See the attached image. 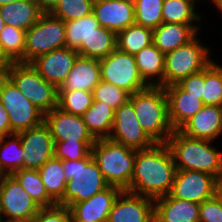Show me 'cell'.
Instances as JSON below:
<instances>
[{"mask_svg":"<svg viewBox=\"0 0 222 222\" xmlns=\"http://www.w3.org/2000/svg\"><path fill=\"white\" fill-rule=\"evenodd\" d=\"M116 39L117 34L114 31L100 26L87 42H82L76 50L79 56L100 60L117 48Z\"/></svg>","mask_w":222,"mask_h":222,"instance_id":"83f0119b","label":"cell"},{"mask_svg":"<svg viewBox=\"0 0 222 222\" xmlns=\"http://www.w3.org/2000/svg\"><path fill=\"white\" fill-rule=\"evenodd\" d=\"M195 8L194 0H163L162 23L199 25L202 15Z\"/></svg>","mask_w":222,"mask_h":222,"instance_id":"f1b7e54d","label":"cell"},{"mask_svg":"<svg viewBox=\"0 0 222 222\" xmlns=\"http://www.w3.org/2000/svg\"><path fill=\"white\" fill-rule=\"evenodd\" d=\"M134 56L142 80L148 86L164 87L165 55L152 43Z\"/></svg>","mask_w":222,"mask_h":222,"instance_id":"484cf974","label":"cell"},{"mask_svg":"<svg viewBox=\"0 0 222 222\" xmlns=\"http://www.w3.org/2000/svg\"><path fill=\"white\" fill-rule=\"evenodd\" d=\"M13 62L4 53L0 45V77L6 76L8 70L12 66Z\"/></svg>","mask_w":222,"mask_h":222,"instance_id":"bcb514c9","label":"cell"},{"mask_svg":"<svg viewBox=\"0 0 222 222\" xmlns=\"http://www.w3.org/2000/svg\"><path fill=\"white\" fill-rule=\"evenodd\" d=\"M163 0H138L135 7V24L150 29L162 23Z\"/></svg>","mask_w":222,"mask_h":222,"instance_id":"f35d334b","label":"cell"},{"mask_svg":"<svg viewBox=\"0 0 222 222\" xmlns=\"http://www.w3.org/2000/svg\"><path fill=\"white\" fill-rule=\"evenodd\" d=\"M63 170L67 184L58 205L70 208L74 203L88 200L109 186L93 159L92 152L81 160H64Z\"/></svg>","mask_w":222,"mask_h":222,"instance_id":"277c9868","label":"cell"},{"mask_svg":"<svg viewBox=\"0 0 222 222\" xmlns=\"http://www.w3.org/2000/svg\"><path fill=\"white\" fill-rule=\"evenodd\" d=\"M154 199L122 190L115 199L107 222H153Z\"/></svg>","mask_w":222,"mask_h":222,"instance_id":"9a60e30c","label":"cell"},{"mask_svg":"<svg viewBox=\"0 0 222 222\" xmlns=\"http://www.w3.org/2000/svg\"><path fill=\"white\" fill-rule=\"evenodd\" d=\"M117 48L127 54L135 55L153 43V30L137 24L117 33Z\"/></svg>","mask_w":222,"mask_h":222,"instance_id":"1f68e13d","label":"cell"},{"mask_svg":"<svg viewBox=\"0 0 222 222\" xmlns=\"http://www.w3.org/2000/svg\"><path fill=\"white\" fill-rule=\"evenodd\" d=\"M26 31L5 25L0 33V45L13 63H24Z\"/></svg>","mask_w":222,"mask_h":222,"instance_id":"d590c367","label":"cell"},{"mask_svg":"<svg viewBox=\"0 0 222 222\" xmlns=\"http://www.w3.org/2000/svg\"><path fill=\"white\" fill-rule=\"evenodd\" d=\"M177 168L166 143L136 150L134 171L128 192L156 199L171 191Z\"/></svg>","mask_w":222,"mask_h":222,"instance_id":"6da1fadb","label":"cell"},{"mask_svg":"<svg viewBox=\"0 0 222 222\" xmlns=\"http://www.w3.org/2000/svg\"><path fill=\"white\" fill-rule=\"evenodd\" d=\"M44 122L50 129L54 142L96 141L85 125L82 116L62 111L58 107L44 114Z\"/></svg>","mask_w":222,"mask_h":222,"instance_id":"e0dca14e","label":"cell"},{"mask_svg":"<svg viewBox=\"0 0 222 222\" xmlns=\"http://www.w3.org/2000/svg\"><path fill=\"white\" fill-rule=\"evenodd\" d=\"M23 147V169L39 170L54 157V140L43 121L40 125L17 133Z\"/></svg>","mask_w":222,"mask_h":222,"instance_id":"4fadbf2b","label":"cell"},{"mask_svg":"<svg viewBox=\"0 0 222 222\" xmlns=\"http://www.w3.org/2000/svg\"><path fill=\"white\" fill-rule=\"evenodd\" d=\"M215 197L222 202V173L216 178Z\"/></svg>","mask_w":222,"mask_h":222,"instance_id":"c3c4849f","label":"cell"},{"mask_svg":"<svg viewBox=\"0 0 222 222\" xmlns=\"http://www.w3.org/2000/svg\"><path fill=\"white\" fill-rule=\"evenodd\" d=\"M169 110V121L174 130H179L204 104L196 96L184 91L178 84L164 87Z\"/></svg>","mask_w":222,"mask_h":222,"instance_id":"44dd1931","label":"cell"},{"mask_svg":"<svg viewBox=\"0 0 222 222\" xmlns=\"http://www.w3.org/2000/svg\"><path fill=\"white\" fill-rule=\"evenodd\" d=\"M101 81L99 59L78 56L69 75L58 90H84L93 92Z\"/></svg>","mask_w":222,"mask_h":222,"instance_id":"603a6c76","label":"cell"},{"mask_svg":"<svg viewBox=\"0 0 222 222\" xmlns=\"http://www.w3.org/2000/svg\"><path fill=\"white\" fill-rule=\"evenodd\" d=\"M100 26L116 34L135 24V7L121 0H94L93 11Z\"/></svg>","mask_w":222,"mask_h":222,"instance_id":"d6986e66","label":"cell"},{"mask_svg":"<svg viewBox=\"0 0 222 222\" xmlns=\"http://www.w3.org/2000/svg\"><path fill=\"white\" fill-rule=\"evenodd\" d=\"M96 141H58L54 142V157L64 160H81L90 152Z\"/></svg>","mask_w":222,"mask_h":222,"instance_id":"60d3db41","label":"cell"},{"mask_svg":"<svg viewBox=\"0 0 222 222\" xmlns=\"http://www.w3.org/2000/svg\"><path fill=\"white\" fill-rule=\"evenodd\" d=\"M200 204L173 198L169 194L154 199L156 222H199Z\"/></svg>","mask_w":222,"mask_h":222,"instance_id":"7402d4cb","label":"cell"},{"mask_svg":"<svg viewBox=\"0 0 222 222\" xmlns=\"http://www.w3.org/2000/svg\"><path fill=\"white\" fill-rule=\"evenodd\" d=\"M179 130L192 138L215 141L222 136V107L204 105Z\"/></svg>","mask_w":222,"mask_h":222,"instance_id":"ffe728a7","label":"cell"},{"mask_svg":"<svg viewBox=\"0 0 222 222\" xmlns=\"http://www.w3.org/2000/svg\"><path fill=\"white\" fill-rule=\"evenodd\" d=\"M199 222H222V202L215 196L200 204Z\"/></svg>","mask_w":222,"mask_h":222,"instance_id":"7bdbcfd3","label":"cell"},{"mask_svg":"<svg viewBox=\"0 0 222 222\" xmlns=\"http://www.w3.org/2000/svg\"><path fill=\"white\" fill-rule=\"evenodd\" d=\"M101 80L127 91L130 95L145 89L136 65L135 56L116 48L107 57L99 60Z\"/></svg>","mask_w":222,"mask_h":222,"instance_id":"30bf717a","label":"cell"},{"mask_svg":"<svg viewBox=\"0 0 222 222\" xmlns=\"http://www.w3.org/2000/svg\"><path fill=\"white\" fill-rule=\"evenodd\" d=\"M210 48L196 36L186 45L165 54L164 87L178 84L182 79L205 69L213 61Z\"/></svg>","mask_w":222,"mask_h":222,"instance_id":"8992f818","label":"cell"},{"mask_svg":"<svg viewBox=\"0 0 222 222\" xmlns=\"http://www.w3.org/2000/svg\"><path fill=\"white\" fill-rule=\"evenodd\" d=\"M64 47H66L65 21L45 12L26 31L24 63H30L40 55Z\"/></svg>","mask_w":222,"mask_h":222,"instance_id":"ba28073f","label":"cell"},{"mask_svg":"<svg viewBox=\"0 0 222 222\" xmlns=\"http://www.w3.org/2000/svg\"><path fill=\"white\" fill-rule=\"evenodd\" d=\"M47 194L58 203L66 190L67 179L63 170V161L52 157L38 170Z\"/></svg>","mask_w":222,"mask_h":222,"instance_id":"f546056e","label":"cell"},{"mask_svg":"<svg viewBox=\"0 0 222 222\" xmlns=\"http://www.w3.org/2000/svg\"><path fill=\"white\" fill-rule=\"evenodd\" d=\"M129 97L127 91L102 80L93 89V100L104 102L114 110L125 104Z\"/></svg>","mask_w":222,"mask_h":222,"instance_id":"ab89813d","label":"cell"},{"mask_svg":"<svg viewBox=\"0 0 222 222\" xmlns=\"http://www.w3.org/2000/svg\"><path fill=\"white\" fill-rule=\"evenodd\" d=\"M93 92L84 90H58V108L64 112L82 116L92 105Z\"/></svg>","mask_w":222,"mask_h":222,"instance_id":"8d00e7d4","label":"cell"},{"mask_svg":"<svg viewBox=\"0 0 222 222\" xmlns=\"http://www.w3.org/2000/svg\"><path fill=\"white\" fill-rule=\"evenodd\" d=\"M202 102L204 105L222 107V65L215 60L204 69Z\"/></svg>","mask_w":222,"mask_h":222,"instance_id":"e575fe53","label":"cell"},{"mask_svg":"<svg viewBox=\"0 0 222 222\" xmlns=\"http://www.w3.org/2000/svg\"><path fill=\"white\" fill-rule=\"evenodd\" d=\"M30 222H73L69 207L54 205L40 208Z\"/></svg>","mask_w":222,"mask_h":222,"instance_id":"b9f144b4","label":"cell"},{"mask_svg":"<svg viewBox=\"0 0 222 222\" xmlns=\"http://www.w3.org/2000/svg\"><path fill=\"white\" fill-rule=\"evenodd\" d=\"M0 102L8 112L13 133L28 130L44 121V113L7 76L0 77Z\"/></svg>","mask_w":222,"mask_h":222,"instance_id":"9c48e42d","label":"cell"},{"mask_svg":"<svg viewBox=\"0 0 222 222\" xmlns=\"http://www.w3.org/2000/svg\"><path fill=\"white\" fill-rule=\"evenodd\" d=\"M6 76L44 114L58 107V88L46 81L30 63H13Z\"/></svg>","mask_w":222,"mask_h":222,"instance_id":"52a82bcc","label":"cell"},{"mask_svg":"<svg viewBox=\"0 0 222 222\" xmlns=\"http://www.w3.org/2000/svg\"><path fill=\"white\" fill-rule=\"evenodd\" d=\"M211 3L216 6L219 10V13H222V0H211Z\"/></svg>","mask_w":222,"mask_h":222,"instance_id":"681fc988","label":"cell"},{"mask_svg":"<svg viewBox=\"0 0 222 222\" xmlns=\"http://www.w3.org/2000/svg\"><path fill=\"white\" fill-rule=\"evenodd\" d=\"M23 152L18 134L0 136V173L12 175L23 169Z\"/></svg>","mask_w":222,"mask_h":222,"instance_id":"4dcf8cb0","label":"cell"},{"mask_svg":"<svg viewBox=\"0 0 222 222\" xmlns=\"http://www.w3.org/2000/svg\"><path fill=\"white\" fill-rule=\"evenodd\" d=\"M216 177L202 171L177 170L169 195L197 204L215 196Z\"/></svg>","mask_w":222,"mask_h":222,"instance_id":"5bb4252c","label":"cell"},{"mask_svg":"<svg viewBox=\"0 0 222 222\" xmlns=\"http://www.w3.org/2000/svg\"><path fill=\"white\" fill-rule=\"evenodd\" d=\"M16 1H21V0H0V7L3 5H7L9 3H14Z\"/></svg>","mask_w":222,"mask_h":222,"instance_id":"f907efd6","label":"cell"},{"mask_svg":"<svg viewBox=\"0 0 222 222\" xmlns=\"http://www.w3.org/2000/svg\"><path fill=\"white\" fill-rule=\"evenodd\" d=\"M12 134L8 112L0 102V136Z\"/></svg>","mask_w":222,"mask_h":222,"instance_id":"f6af8a7d","label":"cell"},{"mask_svg":"<svg viewBox=\"0 0 222 222\" xmlns=\"http://www.w3.org/2000/svg\"><path fill=\"white\" fill-rule=\"evenodd\" d=\"M122 190L116 186H108L88 200L74 203L69 209L73 221L107 222L112 205Z\"/></svg>","mask_w":222,"mask_h":222,"instance_id":"ac0fdd59","label":"cell"},{"mask_svg":"<svg viewBox=\"0 0 222 222\" xmlns=\"http://www.w3.org/2000/svg\"><path fill=\"white\" fill-rule=\"evenodd\" d=\"M40 208L57 203L47 194L38 170L19 169L12 174Z\"/></svg>","mask_w":222,"mask_h":222,"instance_id":"d6a6232c","label":"cell"},{"mask_svg":"<svg viewBox=\"0 0 222 222\" xmlns=\"http://www.w3.org/2000/svg\"><path fill=\"white\" fill-rule=\"evenodd\" d=\"M141 128L155 143H167L174 132L169 121L168 99L164 87L147 86L130 95Z\"/></svg>","mask_w":222,"mask_h":222,"instance_id":"7a4b0ae2","label":"cell"},{"mask_svg":"<svg viewBox=\"0 0 222 222\" xmlns=\"http://www.w3.org/2000/svg\"><path fill=\"white\" fill-rule=\"evenodd\" d=\"M108 139L134 150L149 149L156 144L141 128L129 100L115 110L113 127Z\"/></svg>","mask_w":222,"mask_h":222,"instance_id":"7c38bea8","label":"cell"},{"mask_svg":"<svg viewBox=\"0 0 222 222\" xmlns=\"http://www.w3.org/2000/svg\"><path fill=\"white\" fill-rule=\"evenodd\" d=\"M91 152L109 186L121 190L130 187L136 150L106 138L96 140Z\"/></svg>","mask_w":222,"mask_h":222,"instance_id":"5b68a950","label":"cell"},{"mask_svg":"<svg viewBox=\"0 0 222 222\" xmlns=\"http://www.w3.org/2000/svg\"><path fill=\"white\" fill-rule=\"evenodd\" d=\"M0 222H5V220L3 218L0 217Z\"/></svg>","mask_w":222,"mask_h":222,"instance_id":"db71d44e","label":"cell"},{"mask_svg":"<svg viewBox=\"0 0 222 222\" xmlns=\"http://www.w3.org/2000/svg\"><path fill=\"white\" fill-rule=\"evenodd\" d=\"M40 7L45 11L49 12L59 0H36Z\"/></svg>","mask_w":222,"mask_h":222,"instance_id":"7dc6e473","label":"cell"},{"mask_svg":"<svg viewBox=\"0 0 222 222\" xmlns=\"http://www.w3.org/2000/svg\"><path fill=\"white\" fill-rule=\"evenodd\" d=\"M45 13L36 0H21L0 7V17L14 28L27 31Z\"/></svg>","mask_w":222,"mask_h":222,"instance_id":"d4e9b609","label":"cell"},{"mask_svg":"<svg viewBox=\"0 0 222 222\" xmlns=\"http://www.w3.org/2000/svg\"><path fill=\"white\" fill-rule=\"evenodd\" d=\"M99 27L100 24L93 13L81 19L65 21L66 47L77 49L82 42H87Z\"/></svg>","mask_w":222,"mask_h":222,"instance_id":"836d02e7","label":"cell"},{"mask_svg":"<svg viewBox=\"0 0 222 222\" xmlns=\"http://www.w3.org/2000/svg\"><path fill=\"white\" fill-rule=\"evenodd\" d=\"M78 56L76 49L64 47L40 55L30 64L46 81L59 88L69 75Z\"/></svg>","mask_w":222,"mask_h":222,"instance_id":"2e32d148","label":"cell"},{"mask_svg":"<svg viewBox=\"0 0 222 222\" xmlns=\"http://www.w3.org/2000/svg\"><path fill=\"white\" fill-rule=\"evenodd\" d=\"M121 1L128 2V3H131V4L135 5L138 0H121Z\"/></svg>","mask_w":222,"mask_h":222,"instance_id":"f5cc1de1","label":"cell"},{"mask_svg":"<svg viewBox=\"0 0 222 222\" xmlns=\"http://www.w3.org/2000/svg\"><path fill=\"white\" fill-rule=\"evenodd\" d=\"M40 207L13 175L0 179V217L6 222H30Z\"/></svg>","mask_w":222,"mask_h":222,"instance_id":"8fae6325","label":"cell"},{"mask_svg":"<svg viewBox=\"0 0 222 222\" xmlns=\"http://www.w3.org/2000/svg\"><path fill=\"white\" fill-rule=\"evenodd\" d=\"M213 142L192 138L180 130H174L166 144L177 170L202 171L217 178L222 173V151L216 149Z\"/></svg>","mask_w":222,"mask_h":222,"instance_id":"3957f363","label":"cell"},{"mask_svg":"<svg viewBox=\"0 0 222 222\" xmlns=\"http://www.w3.org/2000/svg\"><path fill=\"white\" fill-rule=\"evenodd\" d=\"M200 25L161 23L153 29V44L165 55L186 45L200 31Z\"/></svg>","mask_w":222,"mask_h":222,"instance_id":"cb8c5ba5","label":"cell"},{"mask_svg":"<svg viewBox=\"0 0 222 222\" xmlns=\"http://www.w3.org/2000/svg\"><path fill=\"white\" fill-rule=\"evenodd\" d=\"M6 25V23L3 21V19L0 17V33L2 31V29L4 28V26Z\"/></svg>","mask_w":222,"mask_h":222,"instance_id":"816d5d0a","label":"cell"},{"mask_svg":"<svg viewBox=\"0 0 222 222\" xmlns=\"http://www.w3.org/2000/svg\"><path fill=\"white\" fill-rule=\"evenodd\" d=\"M178 85L190 95L202 100L204 86V69L182 79Z\"/></svg>","mask_w":222,"mask_h":222,"instance_id":"ee69618b","label":"cell"},{"mask_svg":"<svg viewBox=\"0 0 222 222\" xmlns=\"http://www.w3.org/2000/svg\"><path fill=\"white\" fill-rule=\"evenodd\" d=\"M93 2L94 0H59L49 13L63 21L81 19L92 13Z\"/></svg>","mask_w":222,"mask_h":222,"instance_id":"74e56055","label":"cell"},{"mask_svg":"<svg viewBox=\"0 0 222 222\" xmlns=\"http://www.w3.org/2000/svg\"><path fill=\"white\" fill-rule=\"evenodd\" d=\"M115 110L104 102L93 100L92 105L83 113L82 119L92 136L98 139L109 138Z\"/></svg>","mask_w":222,"mask_h":222,"instance_id":"4316f807","label":"cell"}]
</instances>
